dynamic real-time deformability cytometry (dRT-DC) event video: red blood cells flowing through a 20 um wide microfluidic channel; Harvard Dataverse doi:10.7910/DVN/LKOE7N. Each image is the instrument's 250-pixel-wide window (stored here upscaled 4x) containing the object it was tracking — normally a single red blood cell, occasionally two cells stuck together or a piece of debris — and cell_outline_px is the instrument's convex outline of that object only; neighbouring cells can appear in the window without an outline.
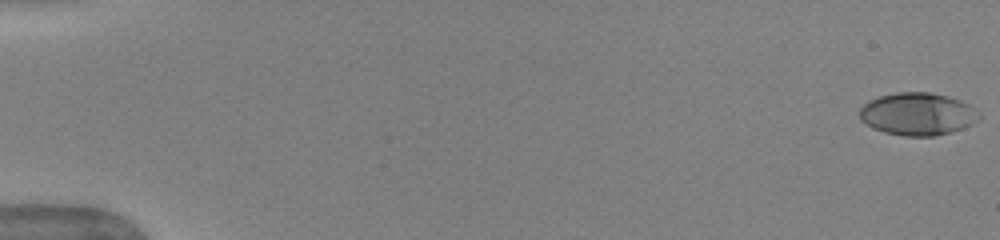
{"species": "human", "species_latin": "Homo sapiens", "temperature_condition": "warm", "stored_images_in_passage": 53, "camera_frame_rate_fps": 3000, "um_per_image_px": 0.085, "donor": {"sex": "female"}, "frame": {"image": 1, "passage_image": 1, "time_ms": 0.0, "image_size_px": [1000, 240], "cell_outline_px": [[980, 120], [972, 124], [952, 132], [936, 136], [904, 136], [884, 132], [872, 128], [860, 120], [860, 108], [868, 100], [880, 96], [896, 92], [928, 92], [948, 96], [960, 100], [976, 108], [980, 112]], "centroid_in_image_um": [78.01, 9.69], "position_along_channel_um": 7.0, "area_um2": 29.94}}
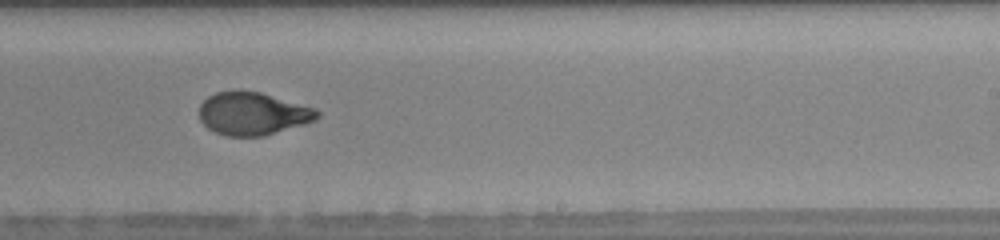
{"frame": {"image": 2, "passage_image": 34, "time_ms": 11.0, "image_size_px": [1000, 240], "cell_outline_px": [[320, 116], [316, 120], [304, 124], [264, 136], [228, 136], [216, 132], [208, 128], [200, 120], [200, 104], [208, 96], [216, 92], [260, 92], [316, 108], [320, 112]], "centroid_in_image_um": [21.51, 9.67], "position_along_channel_um": 267.5, "area_um2": 29.13}}
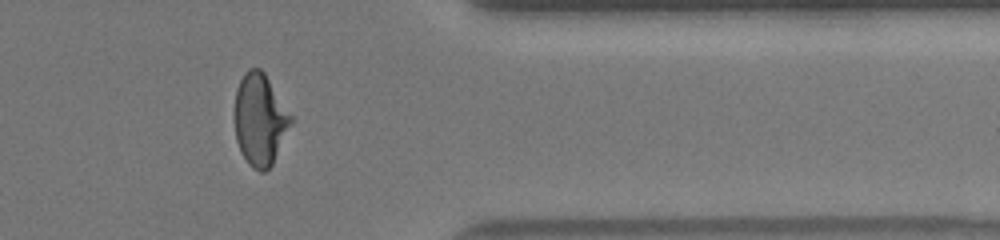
{"frame": {"image": 3, "passage_image": 44, "time_ms": 14.333, "image_size_px": [1000, 240], "cell_outline_px": [[292, 120], [272, 164], [264, 172], [260, 172], [252, 168], [248, 164], [240, 152], [236, 140], [236, 88], [244, 72], [248, 68], [260, 68], [264, 72], [292, 116]], "centroid_in_image_um": [22.08, 10.16], "position_along_channel_um": 389.3, "area_um2": 29.59}, "authors_computed_cell_mechanics": {"area_um2": 29.5936, "velocity_mm_per_s": 3.9588, "shape_relaxation_time_tau1_ms": 4.186, "shape_relaxation_time_tau2_ms": 1.1376, "deformation_change_tau1": 0.1936, "deformation_change_tau2": 0.0608}}